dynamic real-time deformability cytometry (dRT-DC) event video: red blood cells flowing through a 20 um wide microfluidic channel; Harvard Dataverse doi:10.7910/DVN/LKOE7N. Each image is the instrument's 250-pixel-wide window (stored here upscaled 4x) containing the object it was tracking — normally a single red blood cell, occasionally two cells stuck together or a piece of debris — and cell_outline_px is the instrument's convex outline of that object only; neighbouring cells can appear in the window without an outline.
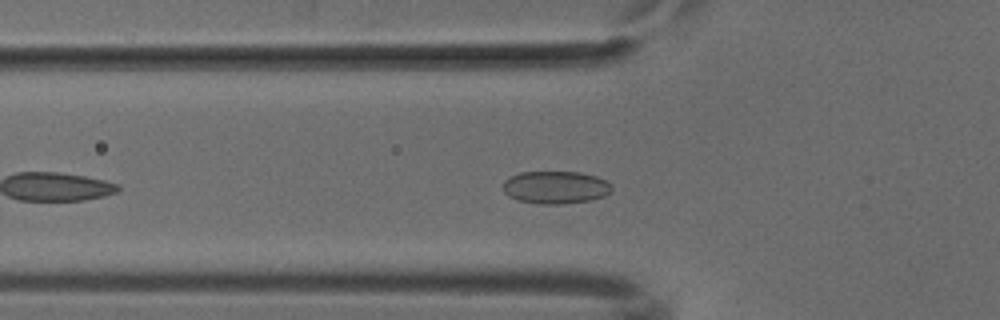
{"species": "common noctule bat (a hibernating species)", "species_latin": "Nyctalus noctula", "temperature_condition": "cold", "stored_images_in_passage": 28, "camera_frame_rate_fps": 3000, "um_per_image_px": 0.085, "animal": {"sex": "male", "body_mass_g": 18.8}, "frame": {"image": 1, "passage_image": 8, "time_ms": 2.333, "image_size_px": [1000, 320], "cell_outline_px": [[612, 192], [604, 196], [592, 200], [560, 204], [540, 204], [520, 200], [508, 196], [504, 192], [504, 180], [508, 176], [520, 172], [580, 172], [596, 176], [612, 184]], "centroid_in_image_um": [47.23, 15.92], "position_along_channel_um": 78.6, "area_um2": 20.81}}
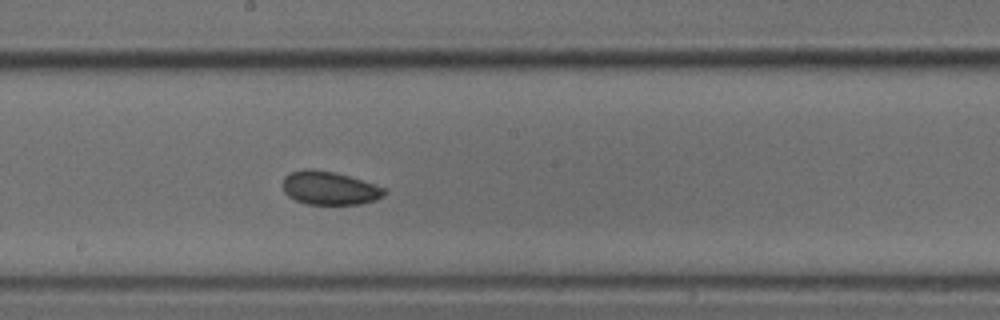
{"frame": {"image": 2, "passage_image": 19, "time_ms": 6.0, "image_size_px": [1000, 320], "cell_outline_px": [[388, 192], [384, 196], [376, 200], [360, 204], [308, 204], [296, 200], [288, 196], [284, 192], [284, 176], [292, 172], [304, 168], [308, 168], [336, 172], [384, 188]], "centroid_in_image_um": [28.01, 15.99], "position_along_channel_um": 220.2, "area_um2": 19.65}}
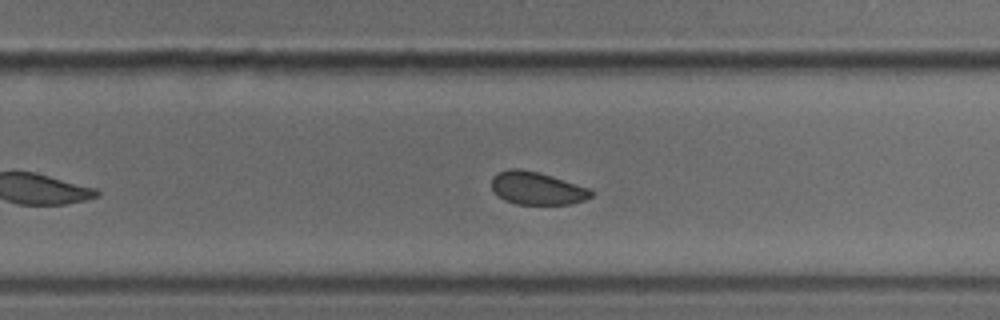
{"frame": {"image": 3, "passage_image": 24, "time_ms": 7.667, "image_size_px": [1000, 320], "cell_outline_px": [[596, 192], [592, 196], [584, 200], [568, 204], [516, 204], [504, 200], [492, 188], [492, 176], [496, 172], [508, 168], [520, 168], [540, 172], [588, 188]], "centroid_in_image_um": [45.63, 15.98], "position_along_channel_um": 284.2, "area_um2": 19.07}}